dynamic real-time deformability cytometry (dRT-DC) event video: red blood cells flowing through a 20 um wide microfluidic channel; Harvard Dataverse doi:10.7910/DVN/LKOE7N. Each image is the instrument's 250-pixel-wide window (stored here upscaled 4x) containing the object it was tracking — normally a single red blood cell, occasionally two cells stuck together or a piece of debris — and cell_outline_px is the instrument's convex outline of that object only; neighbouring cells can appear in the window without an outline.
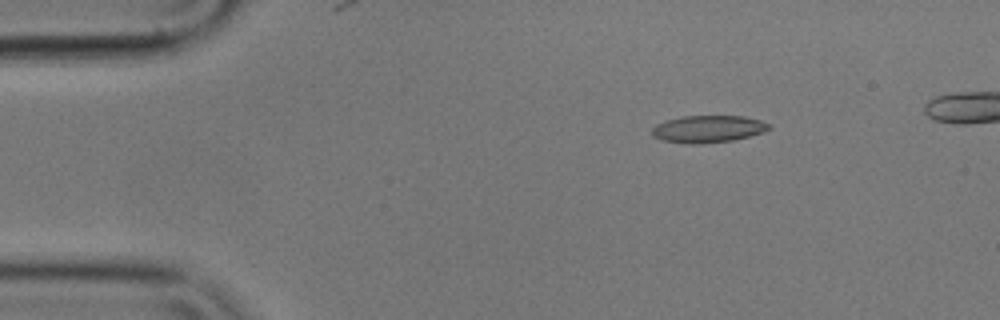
{"species": "common noctule bat (a hibernating species)", "species_latin": "Nyctalus noctula", "temperature_condition": "cold", "stored_images_in_passage": 6, "camera_frame_rate_fps": 3000, "um_per_image_px": 0.085, "animal": {"sex": "male", "body_mass_g": 17.9}, "frame": {"image": 1, "passage_image": 3, "time_ms": 0.667, "image_size_px": [1000, 320], "cell_outline_px": [[772, 128], [764, 132], [732, 140], [700, 144], [688, 144], [664, 140], [652, 136], [652, 128], [656, 124], [664, 120], [680, 116], [744, 116], [760, 120], [768, 124]], "centroid_in_image_um": [60.16, 10.95], "position_along_channel_um": 24.8, "area_um2": 18.55}}